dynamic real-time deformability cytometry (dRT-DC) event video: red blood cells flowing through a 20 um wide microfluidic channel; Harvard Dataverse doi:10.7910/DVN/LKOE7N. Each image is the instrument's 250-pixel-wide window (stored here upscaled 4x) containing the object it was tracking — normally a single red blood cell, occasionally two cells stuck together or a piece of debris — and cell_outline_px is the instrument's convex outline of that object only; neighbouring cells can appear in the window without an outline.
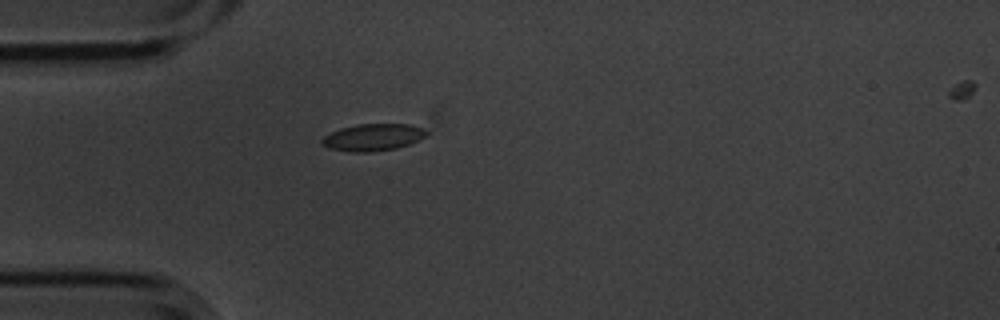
{"species": "common noctule bat (a hibernating species)", "species_latin": "Nyctalus noctula", "temperature_condition": "cold", "stored_images_in_passage": 2, "camera_frame_rate_fps": 3000, "um_per_image_px": 0.085, "animal": {"sex": "male", "body_mass_g": 20.1, "forearm_length_mm": 53.5}, "frame": {"image": 1, "passage_image": 1, "time_ms": 0.0, "image_size_px": [1000, 320], "cell_outline_px": [[428, 136], [420, 140], [396, 148], [372, 152], [348, 152], [328, 148], [320, 144], [320, 140], [324, 136], [340, 128], [356, 124], [412, 124], [424, 128], [428, 132]], "centroid_in_image_um": [31.71, 11.67], "position_along_channel_um": 53.3, "area_um2": 16.76}}